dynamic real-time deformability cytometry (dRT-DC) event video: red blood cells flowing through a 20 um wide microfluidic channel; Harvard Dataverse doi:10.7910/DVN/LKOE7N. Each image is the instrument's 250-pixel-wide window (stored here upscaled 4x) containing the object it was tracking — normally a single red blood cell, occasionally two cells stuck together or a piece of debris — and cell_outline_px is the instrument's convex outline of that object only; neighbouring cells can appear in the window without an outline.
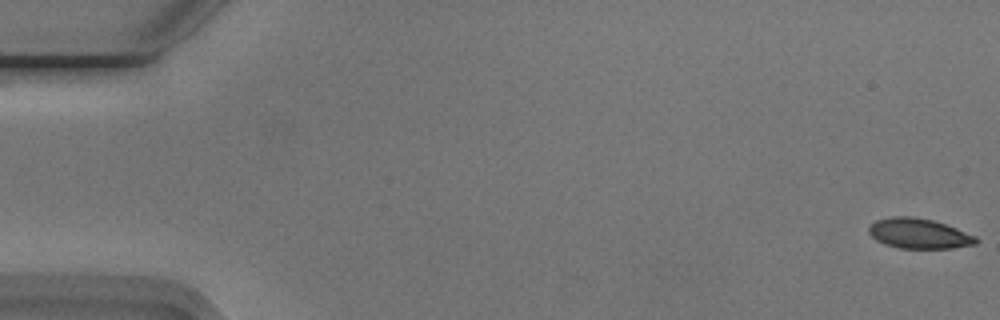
{"species": "Egyptian fruit bat (a non-hibernating species)", "species_latin": "Rousettus aegyptiacus", "temperature_condition": "cold", "stored_images_in_passage": 55, "camera_frame_rate_fps": 3000, "um_per_image_px": 0.085, "animal": {"sex": "male"}, "frame": {"image": 1, "passage_image": 1, "time_ms": 0.0, "image_size_px": [1000, 320], "cell_outline_px": [[980, 240], [976, 244], [952, 248], [900, 248], [884, 244], [876, 240], [868, 232], [868, 228], [876, 220], [892, 216], [912, 216], [932, 220], [956, 228], [976, 236]], "centroid_in_image_um": [78.11, 19.85], "position_along_channel_um": 6.9, "area_um2": 18.79}}
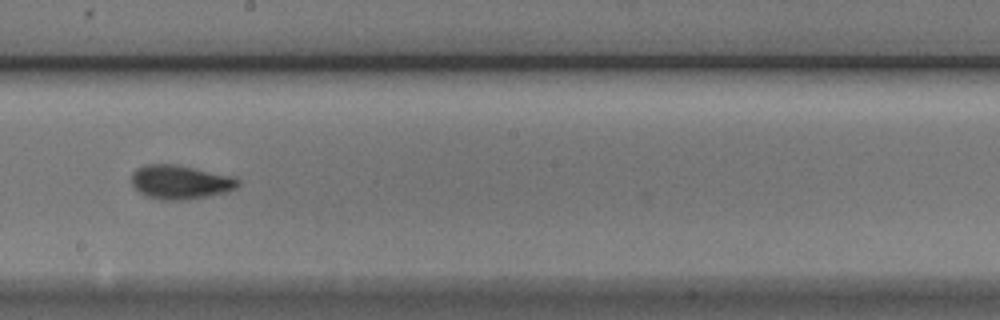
{"frame": {"image": 2, "passage_image": 31, "time_ms": 10.0, "image_size_px": [1000, 320], "cell_outline_px": [[240, 184], [236, 188], [228, 192], [208, 196], [184, 200], [160, 200], [148, 196], [140, 192], [132, 184], [132, 172], [136, 168], [144, 164], [176, 164], [236, 176], [240, 180]], "centroid_in_image_um": [15.37, 15.46], "position_along_channel_um": 232.8, "area_um2": 21.39}}
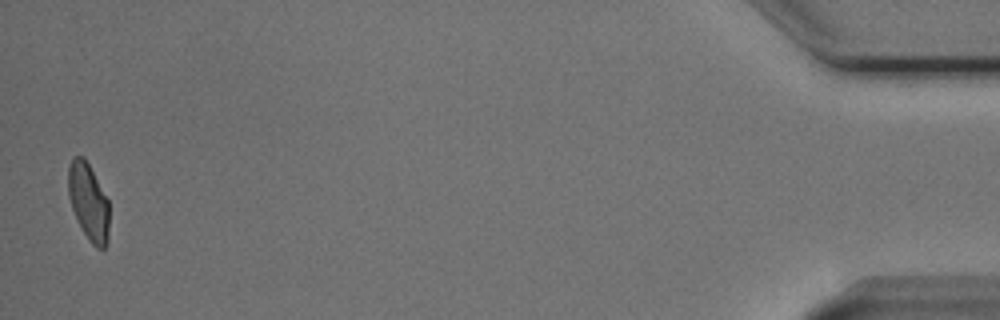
{"frame": {"image": 3, "passage_image": 54, "time_ms": 17.667, "image_size_px": [1000, 320], "cell_outline_px": [[108, 240], [104, 248], [96, 248], [88, 240], [72, 208], [68, 196], [68, 168], [72, 160], [76, 156], [84, 156], [108, 200]], "centroid_in_image_um": [7.52, 17.16], "position_along_channel_um": 427.7, "area_um2": 18.03}, "authors_computed_cell_mechanics": {"area_um2": 19.652, "velocity_mm_per_s": 3.7641, "shape_relaxation_time_tau1_ms": 3.9762, "shape_relaxation_time_tau2_ms": 2.0368, "deformation_change_tau1": 0.14, "deformation_change_tau2": 0.0447}}